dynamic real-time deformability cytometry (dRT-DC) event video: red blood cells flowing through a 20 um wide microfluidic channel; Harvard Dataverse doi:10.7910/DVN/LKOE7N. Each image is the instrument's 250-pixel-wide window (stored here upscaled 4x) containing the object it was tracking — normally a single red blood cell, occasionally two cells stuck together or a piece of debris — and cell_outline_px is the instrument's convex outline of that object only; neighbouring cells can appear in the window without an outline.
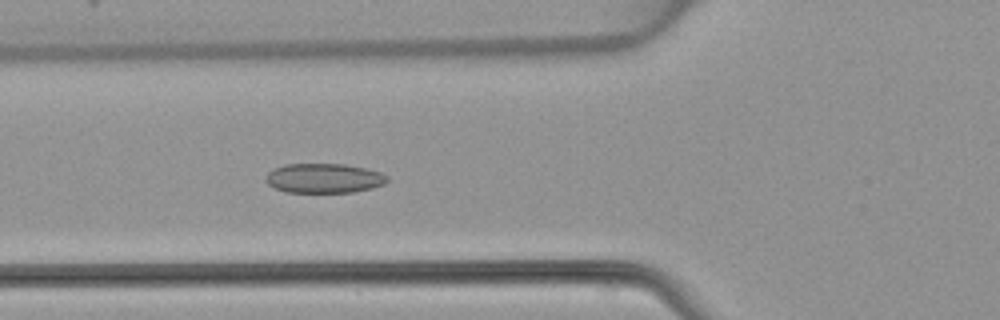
{"species": "common noctule bat (a hibernating species)", "species_latin": "Nyctalus noctula", "temperature_condition": "warm", "stored_images_in_passage": 47, "camera_frame_rate_fps": 3000, "um_per_image_px": 0.085, "animal": {"sex": "female", "body_mass_g": 22.7, "forearm_length_mm": 54.2}, "frame": {"image": 1, "passage_image": 17, "time_ms": 5.333, "image_size_px": [1000, 320], "cell_outline_px": [[388, 180], [384, 184], [372, 188], [352, 192], [284, 192], [268, 184], [264, 180], [264, 176], [272, 168], [284, 164], [344, 164], [368, 168], [380, 172], [388, 176]], "centroid_in_image_um": [27.51, 15.14], "position_along_channel_um": 98.3, "area_um2": 21.15}}
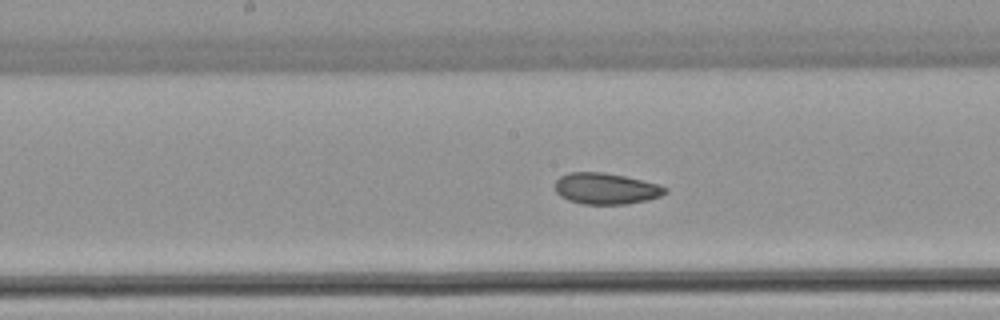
{"frame": {"image": 2, "passage_image": 24, "time_ms": 7.667, "image_size_px": [1000, 320], "cell_outline_px": [[668, 192], [660, 196], [648, 200], [624, 204], [584, 204], [568, 200], [560, 196], [556, 192], [556, 180], [560, 176], [568, 172], [604, 172], [624, 176], [660, 184], [668, 188]], "centroid_in_image_um": [51.52, 16.02], "position_along_channel_um": 196.7, "area_um2": 20.11}}
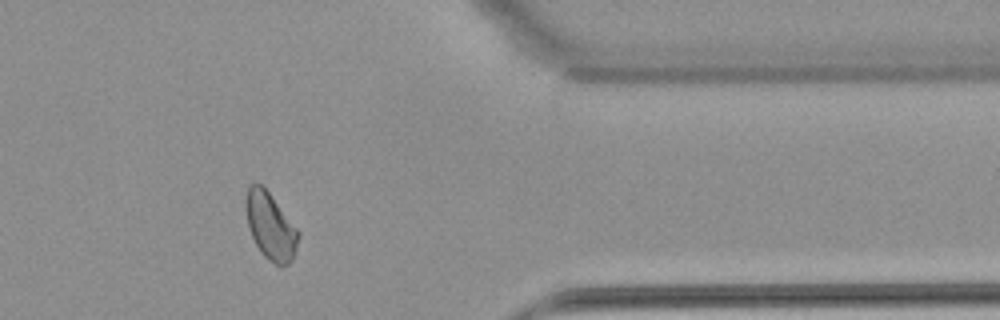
{"frame": {"image": 3, "passage_image": 39, "time_ms": 12.667, "image_size_px": [1000, 320], "cell_outline_px": [[300, 236], [292, 260], [288, 264], [276, 264], [268, 260], [260, 252], [252, 236], [248, 224], [244, 208], [244, 200], [248, 188], [256, 180], [268, 192], [300, 232]], "centroid_in_image_um": [22.97, 19.2], "position_along_channel_um": 388.4, "area_um2": 20.35}}